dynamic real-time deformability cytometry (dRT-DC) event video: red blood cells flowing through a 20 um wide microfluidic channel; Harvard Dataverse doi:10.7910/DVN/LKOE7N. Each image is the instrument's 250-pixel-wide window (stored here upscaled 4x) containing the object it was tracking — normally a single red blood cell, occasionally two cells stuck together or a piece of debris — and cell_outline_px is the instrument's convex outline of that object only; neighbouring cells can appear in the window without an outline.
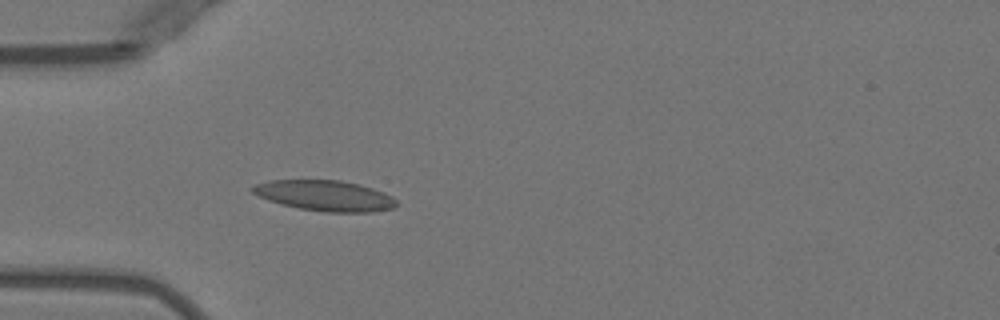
{"species": "Egyptian fruit bat (a non-hibernating species)", "species_latin": "Rousettus aegyptiacus", "temperature_condition": "warm", "stored_images_in_passage": 9, "camera_frame_rate_fps": 3000, "um_per_image_px": 0.085, "animal": {"sex": "female"}, "frame": {"image": 1, "passage_image": 1, "time_ms": 0.0, "image_size_px": [1000, 320], "cell_outline_px": [[396, 204], [392, 208], [372, 212], [324, 212], [300, 208], [280, 204], [268, 200], [252, 192], [248, 188], [256, 184], [268, 180], [340, 180], [360, 184], [384, 192], [392, 196], [396, 200]], "centroid_in_image_um": [27.6, 16.62], "position_along_channel_um": 57.4, "area_um2": 25.66}}
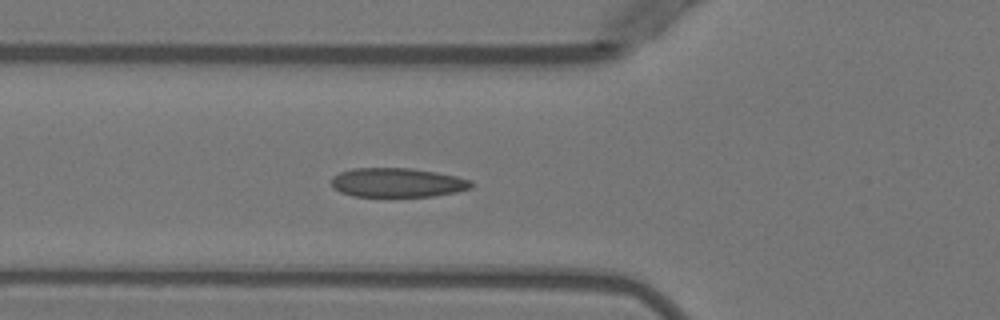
{"frame": {"image": 2, "passage_image": 4, "time_ms": 1.0, "image_size_px": [1000, 320], "cell_outline_px": [[472, 188], [456, 192], [432, 196], [352, 196], [340, 192], [332, 188], [332, 176], [340, 172], [352, 168], [408, 168], [436, 172], [456, 176], [472, 180]], "centroid_in_image_um": [33.76, 15.52], "position_along_channel_um": 92.0, "area_um2": 23.81}}
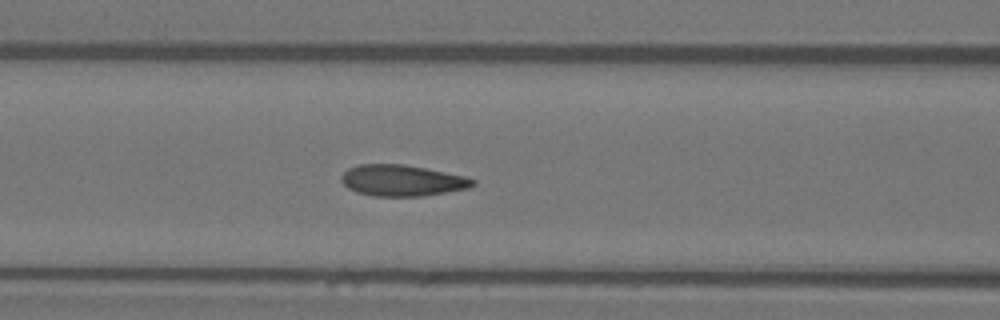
{"frame": {"image": 3, "passage_image": 7, "time_ms": 2.0, "image_size_px": [1000, 320], "cell_outline_px": [[476, 184], [468, 188], [420, 196], [372, 196], [356, 192], [348, 188], [340, 180], [340, 176], [348, 168], [356, 164], [404, 164], [464, 176], [476, 180]], "centroid_in_image_um": [34.12, 15.33], "position_along_channel_um": 132.5, "area_um2": 23.81}}